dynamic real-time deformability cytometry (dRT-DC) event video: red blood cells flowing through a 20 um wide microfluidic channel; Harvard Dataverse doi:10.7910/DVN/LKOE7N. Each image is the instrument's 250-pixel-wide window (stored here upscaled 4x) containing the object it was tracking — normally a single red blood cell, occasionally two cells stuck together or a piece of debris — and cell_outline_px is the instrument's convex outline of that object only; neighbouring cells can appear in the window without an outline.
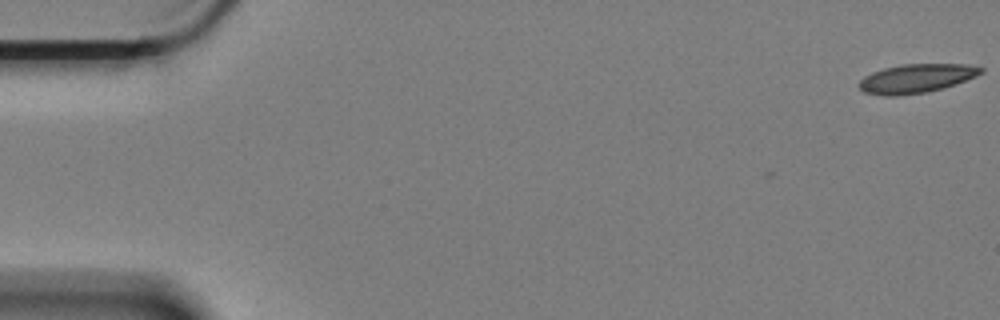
{"species": "Egyptian fruit bat (a non-hibernating species)", "species_latin": "Rousettus aegyptiacus", "temperature_condition": "cold", "stored_images_in_passage": 5, "camera_frame_rate_fps": 3000, "um_per_image_px": 0.085, "animal": {"sex": "female"}, "frame": {"image": 1, "passage_image": 1, "time_ms": 0.0, "image_size_px": [1000, 320], "cell_outline_px": [[984, 72], [976, 76], [956, 84], [944, 88], [928, 92], [900, 96], [884, 96], [864, 92], [856, 84], [864, 76], [872, 72], [884, 68], [904, 64], [968, 64], [984, 68]], "centroid_in_image_um": [77.89, 6.67], "position_along_channel_um": 7.1, "area_um2": 20.75}}